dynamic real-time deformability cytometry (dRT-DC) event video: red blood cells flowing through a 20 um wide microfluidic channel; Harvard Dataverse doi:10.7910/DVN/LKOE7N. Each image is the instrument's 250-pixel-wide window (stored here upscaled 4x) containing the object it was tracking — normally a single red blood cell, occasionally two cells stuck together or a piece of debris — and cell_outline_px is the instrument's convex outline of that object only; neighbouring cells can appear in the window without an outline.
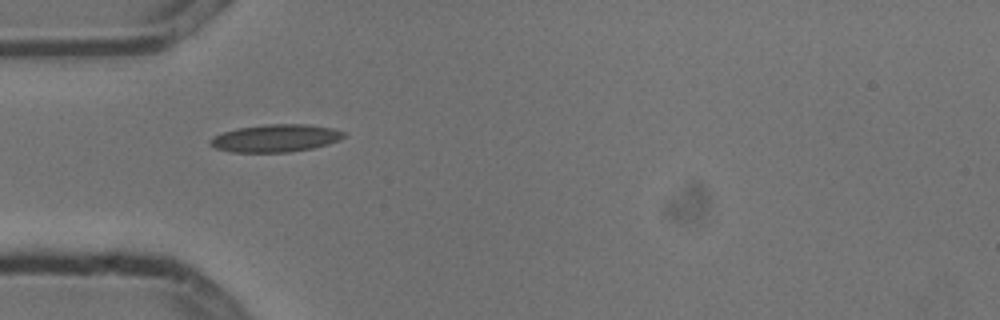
{"species": "common noctule bat (a hibernating species)", "species_latin": "Nyctalus noctula", "temperature_condition": "cold", "stored_images_in_passage": 4, "camera_frame_rate_fps": 3000, "um_per_image_px": 0.085, "animal": {"sex": "male", "body_mass_g": 13.3}, "frame": {"image": 1, "passage_image": 1, "time_ms": 0.0, "image_size_px": [1000, 320], "cell_outline_px": [[344, 136], [340, 140], [328, 144], [312, 148], [288, 152], [228, 152], [216, 148], [208, 144], [208, 140], [212, 136], [236, 128], [264, 124], [308, 124], [332, 128], [344, 132]], "centroid_in_image_um": [23.38, 11.74], "position_along_channel_um": 61.6, "area_um2": 21.62}}
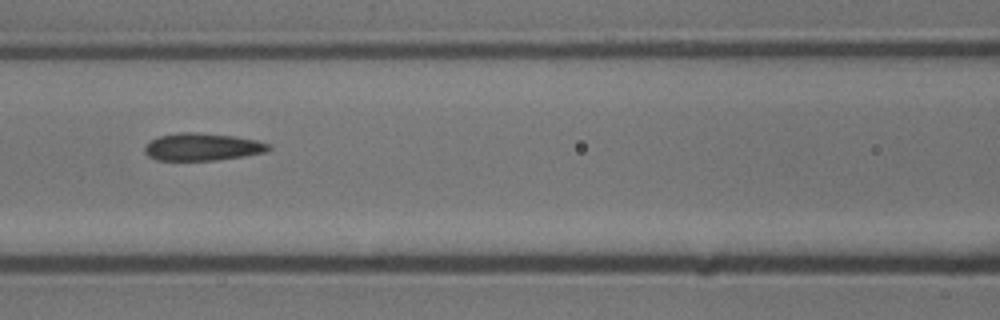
{"frame": {"image": 2, "passage_image": 3, "time_ms": 0.667, "image_size_px": [1000, 320], "cell_outline_px": [[272, 148], [264, 152], [244, 156], [216, 160], [156, 160], [148, 156], [144, 152], [144, 144], [160, 136], [180, 132], [200, 132], [232, 136], [256, 140], [268, 144]], "centroid_in_image_um": [17.16, 12.48], "position_along_channel_um": 149.4, "area_um2": 19.77}}
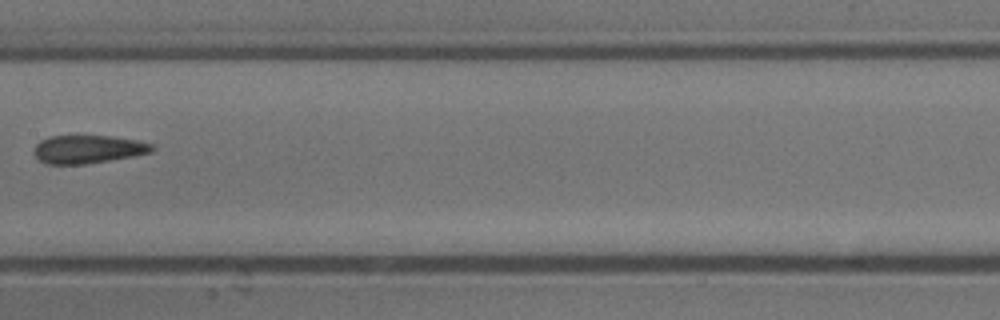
{"frame": {"image": 3, "passage_image": 4, "time_ms": 1.0, "image_size_px": [1000, 320], "cell_outline_px": [[156, 148], [152, 152], [132, 156], [84, 164], [48, 164], [40, 160], [36, 156], [36, 144], [40, 140], [48, 136], [108, 136], [136, 140], [152, 144]], "centroid_in_image_um": [7.49, 12.68], "position_along_channel_um": 199.9, "area_um2": 19.07}}